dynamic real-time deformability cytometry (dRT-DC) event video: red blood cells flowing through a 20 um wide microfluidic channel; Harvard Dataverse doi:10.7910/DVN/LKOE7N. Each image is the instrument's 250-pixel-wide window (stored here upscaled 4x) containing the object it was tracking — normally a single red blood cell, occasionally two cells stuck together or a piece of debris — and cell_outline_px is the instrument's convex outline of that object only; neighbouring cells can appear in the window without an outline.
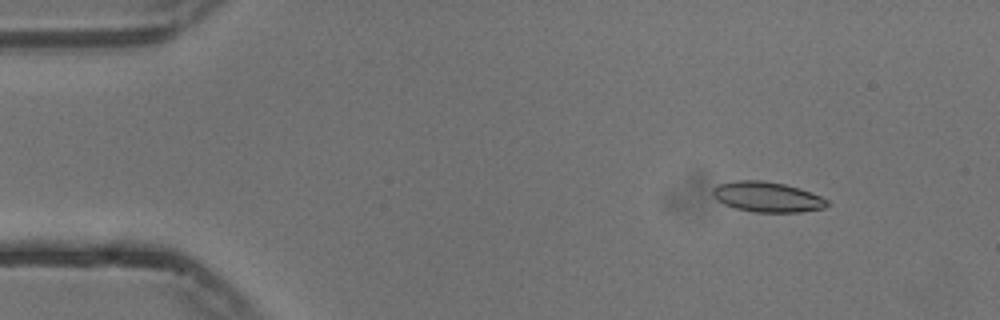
{"species": "common noctule bat (a hibernating species)", "species_latin": "Nyctalus noctula", "temperature_condition": "cold", "stored_images_in_passage": 52, "segment_of_instrument_passage": [1, 2], "camera_frame_rate_fps": 3000, "um_per_image_px": 0.085, "animal": {"sex": "male", "body_mass_g": 13.3}, "frame": {"image": 1, "passage_image": 3, "time_ms": 0.667, "image_size_px": [1000, 320], "cell_outline_px": [[828, 204], [824, 208], [800, 212], [756, 212], [736, 208], [724, 204], [716, 200], [712, 196], [712, 188], [720, 184], [736, 180], [764, 180], [784, 184], [800, 188], [820, 196], [828, 200]], "centroid_in_image_um": [65.19, 16.73], "position_along_channel_um": 19.8, "area_um2": 20.17}}
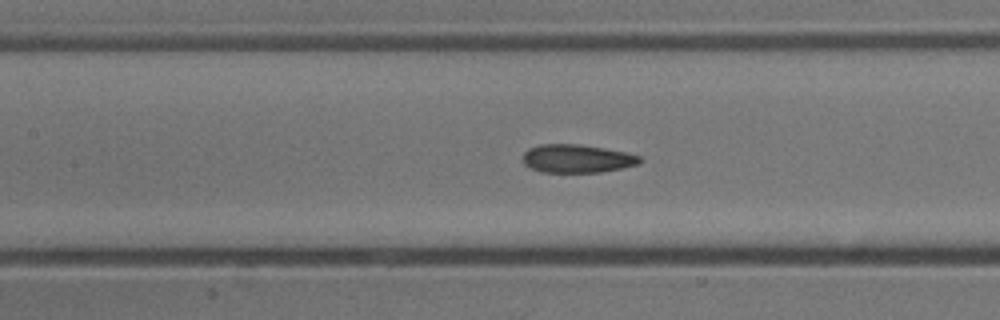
{"frame": {"image": 2, "passage_image": 21, "time_ms": 6.667, "image_size_px": [1000, 320], "cell_outline_px": [[640, 164], [600, 172], [544, 172], [532, 168], [524, 164], [524, 152], [528, 148], [540, 144], [580, 144], [604, 148], [624, 152], [640, 156]], "centroid_in_image_um": [49.03, 13.47], "position_along_channel_um": 158.4, "area_um2": 19.07}}
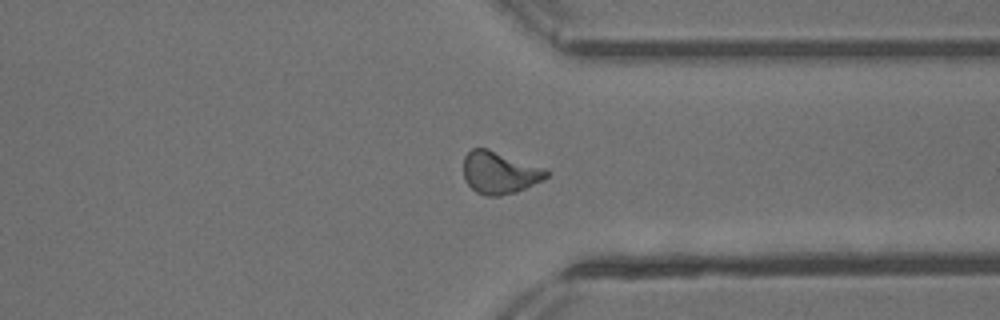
{"frame": {"image": 3, "passage_image": 38, "time_ms": 12.333, "image_size_px": [1000, 320], "cell_outline_px": [[548, 176], [544, 180], [516, 192], [500, 196], [484, 196], [476, 192], [464, 180], [464, 156], [472, 148], [488, 148], [544, 168], [548, 172]], "centroid_in_image_um": [42.45, 14.68], "position_along_channel_um": 369.0, "area_um2": 20.46}}